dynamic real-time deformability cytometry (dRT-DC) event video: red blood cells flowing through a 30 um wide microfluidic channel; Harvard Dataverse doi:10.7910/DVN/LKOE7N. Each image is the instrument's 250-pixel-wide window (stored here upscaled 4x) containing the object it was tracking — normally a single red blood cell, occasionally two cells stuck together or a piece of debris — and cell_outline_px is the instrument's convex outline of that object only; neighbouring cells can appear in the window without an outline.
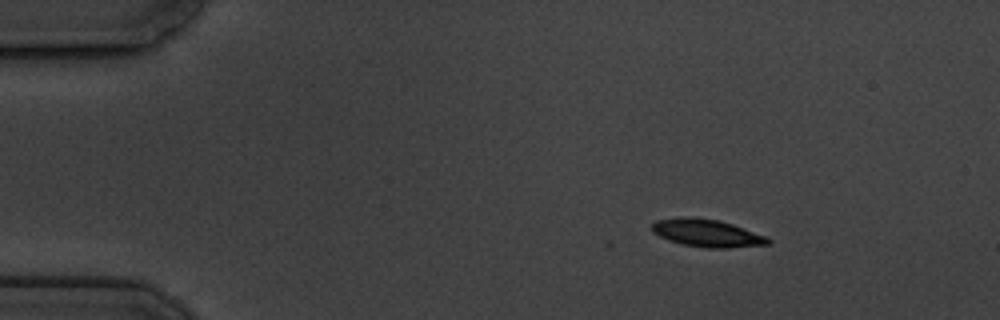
{"species": "common noctule bat (a hibernating species)", "species_latin": "Nyctalus noctula", "temperature_condition": "cold", "stored_images_in_passage": 6, "camera_frame_rate_fps": 3000, "um_per_image_px": 0.085, "animal": {"sex": "male", "body_mass_g": 19.5, "forearm_length_mm": 54.6}, "frame": {"image": 1, "passage_image": 1, "time_ms": 0.0, "image_size_px": [1000, 320], "cell_outline_px": [[772, 240], [768, 244], [728, 248], [708, 248], [684, 244], [668, 240], [652, 232], [652, 224], [656, 220], [680, 216], [692, 216], [716, 220], [732, 224], [768, 236]], "centroid_in_image_um": [60.09, 19.8], "position_along_channel_um": 24.9, "area_um2": 18.73}}
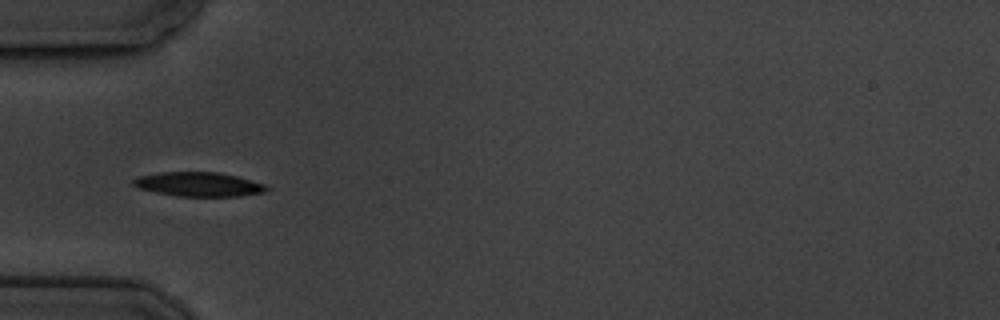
{"frame": {"image": 2, "passage_image": 4, "time_ms": 3.333, "image_size_px": [1000, 320], "cell_outline_px": [[268, 188], [264, 192], [240, 196], [176, 196], [136, 188], [132, 184], [132, 180], [136, 176], [160, 172], [216, 172], [236, 176], [264, 184]], "centroid_in_image_um": [16.81, 15.66], "position_along_channel_um": 68.2, "area_um2": 18.79}}